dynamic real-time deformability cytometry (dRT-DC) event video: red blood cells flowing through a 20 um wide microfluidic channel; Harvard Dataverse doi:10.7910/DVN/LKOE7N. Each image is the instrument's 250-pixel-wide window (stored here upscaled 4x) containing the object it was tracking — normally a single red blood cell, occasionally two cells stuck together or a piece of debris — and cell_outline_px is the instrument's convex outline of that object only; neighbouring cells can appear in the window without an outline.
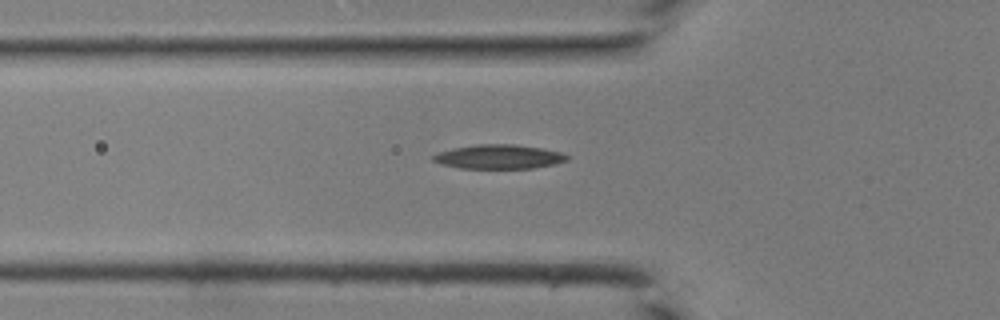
{"species": "common noctule bat (a hibernating species)", "species_latin": "Nyctalus noctula", "temperature_condition": "room temperature", "stored_images_in_passage": 31, "segment_of_instrument_passage": [1, 2], "camera_frame_rate_fps": 3000, "um_per_image_px": 0.085, "animal": {"sex": "male", "body_mass_g": 19.0, "forearm_length_mm": 50.8}, "frame": {"image": 1, "passage_image": 6, "time_ms": 1.667, "image_size_px": [1000, 320], "cell_outline_px": [[568, 160], [556, 164], [532, 168], [460, 168], [440, 164], [432, 160], [432, 156], [440, 152], [452, 148], [476, 144], [512, 144], [544, 148], [560, 152], [568, 156]], "centroid_in_image_um": [42.4, 13.32], "position_along_channel_um": 83.4, "area_um2": 18.9}}
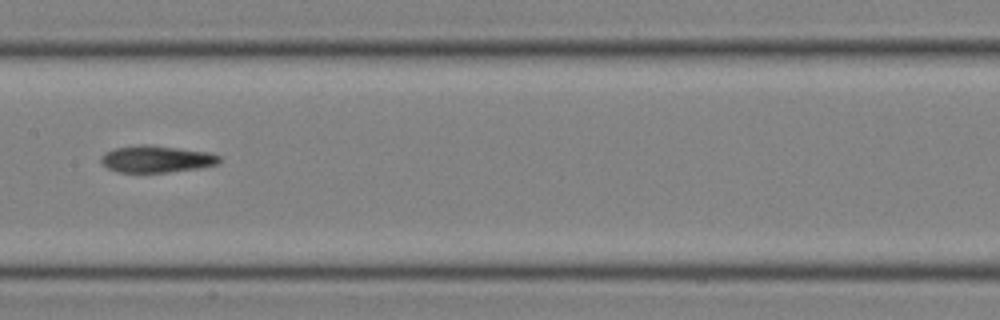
{"frame": {"image": 2, "passage_image": 13, "time_ms": 4.0, "image_size_px": [1000, 320], "cell_outline_px": [[220, 164], [196, 168], [168, 172], [120, 172], [108, 168], [100, 160], [100, 156], [104, 152], [116, 148], [140, 144], [148, 144], [208, 152], [220, 156]], "centroid_in_image_um": [13.29, 13.51], "position_along_channel_um": 194.1, "area_um2": 18.44}}
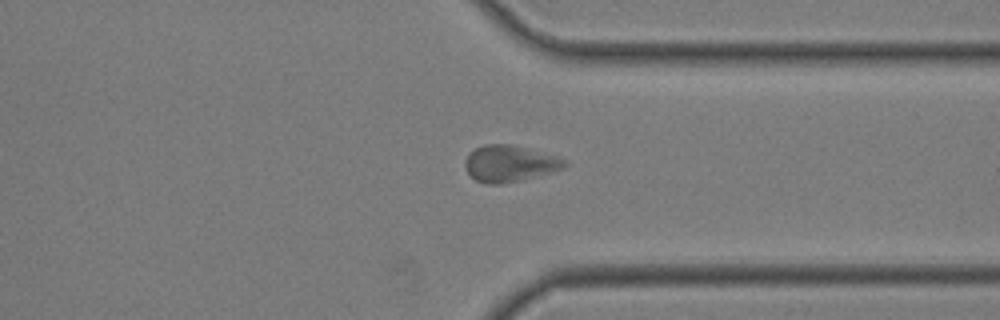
{"frame": {"image": 3, "passage_image": 24, "time_ms": 7.667, "image_size_px": [1000, 320], "cell_outline_px": [[568, 164], [564, 168], [552, 172], [520, 180], [500, 184], [488, 184], [476, 180], [468, 172], [464, 164], [468, 152], [484, 144], [512, 144], [568, 160]], "centroid_in_image_um": [43.31, 13.89], "position_along_channel_um": 368.1, "area_um2": 20.98}}